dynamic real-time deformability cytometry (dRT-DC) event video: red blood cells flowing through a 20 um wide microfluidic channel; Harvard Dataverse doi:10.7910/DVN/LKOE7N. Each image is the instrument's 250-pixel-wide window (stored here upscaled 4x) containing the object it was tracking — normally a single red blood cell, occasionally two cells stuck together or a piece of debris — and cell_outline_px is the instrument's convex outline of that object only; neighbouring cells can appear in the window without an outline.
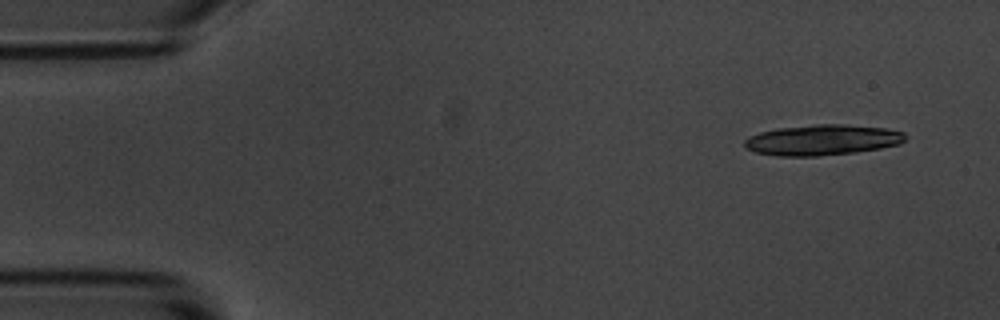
{"species": "common noctule bat (a hibernating species)", "species_latin": "Nyctalus noctula", "temperature_condition": "room temperature", "stored_images_in_passage": 8, "camera_frame_rate_fps": 3000, "um_per_image_px": 0.085, "animal": {"sex": "male", "body_mass_g": 20.1, "forearm_length_mm": 53.5}, "frame": {"image": 1, "passage_image": 1, "time_ms": 0.0, "image_size_px": [1000, 320], "cell_outline_px": [[908, 136], [900, 144], [880, 148], [856, 152], [820, 156], [776, 156], [756, 152], [744, 148], [744, 140], [748, 136], [760, 132], [776, 128], [816, 124], [848, 124], [884, 128], [904, 132]], "centroid_in_image_um": [69.88, 11.89], "position_along_channel_um": 15.1, "area_um2": 28.96}}
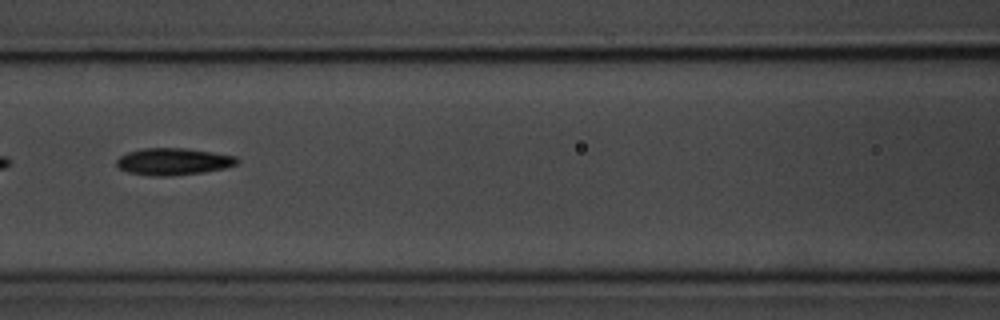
{"frame": {"image": 2, "passage_image": 6, "time_ms": 1.667, "image_size_px": [1000, 320], "cell_outline_px": [[240, 160], [236, 164], [224, 168], [204, 172], [168, 176], [152, 176], [128, 172], [120, 168], [116, 164], [116, 160], [120, 156], [128, 152], [144, 148], [188, 148], [236, 156]], "centroid_in_image_um": [14.74, 13.73], "position_along_channel_um": 151.9, "area_um2": 18.9}}
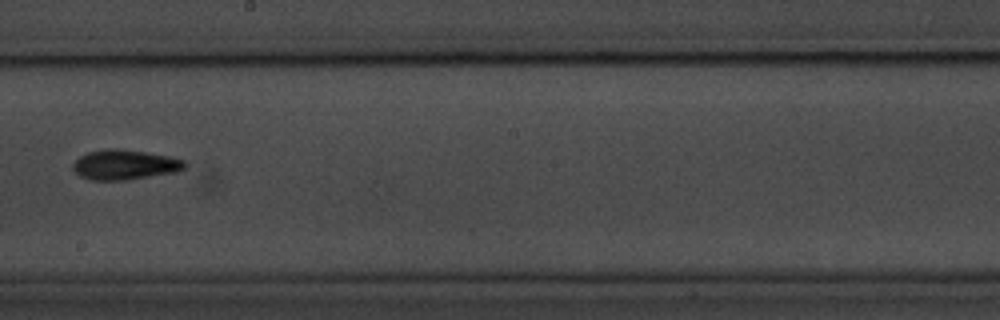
{"frame": {"image": 3, "passage_image": 8, "time_ms": 2.333, "image_size_px": [1000, 320], "cell_outline_px": [[188, 164], [184, 168], [176, 172], [124, 180], [92, 180], [80, 176], [72, 168], [72, 164], [80, 156], [88, 152], [108, 148], [116, 148], [144, 152], [168, 156], [184, 160]], "centroid_in_image_um": [10.59, 14.0], "position_along_channel_um": 237.6, "area_um2": 19.36}}